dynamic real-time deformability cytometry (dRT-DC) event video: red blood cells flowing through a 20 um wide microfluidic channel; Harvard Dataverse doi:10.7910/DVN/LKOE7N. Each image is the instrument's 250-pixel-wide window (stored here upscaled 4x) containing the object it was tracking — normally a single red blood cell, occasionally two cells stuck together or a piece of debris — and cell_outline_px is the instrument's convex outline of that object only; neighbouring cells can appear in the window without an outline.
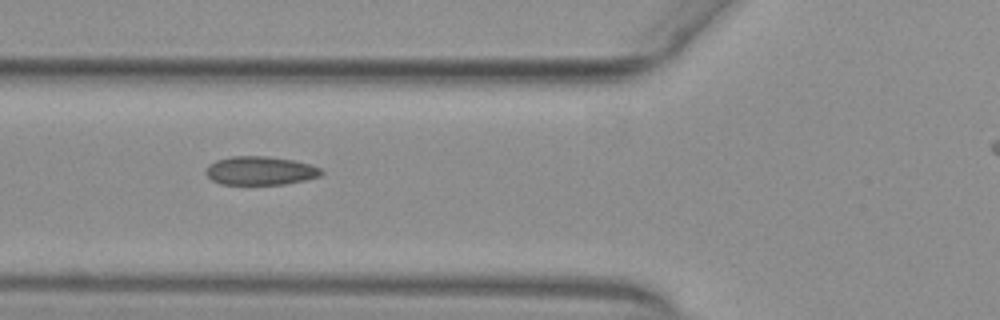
{"species": "common noctule bat (a hibernating species)", "species_latin": "Nyctalus noctula", "temperature_condition": "warm", "stored_images_in_passage": 13, "camera_frame_rate_fps": 3000, "um_per_image_px": 0.085, "animal": {"sex": "female", "body_mass_g": 29.2, "forearm_length_mm": 56.3}, "frame": {"image": 1, "passage_image": 4, "time_ms": 1.0, "image_size_px": [1000, 320], "cell_outline_px": [[324, 172], [320, 176], [304, 180], [284, 184], [220, 184], [212, 180], [204, 172], [208, 164], [216, 160], [232, 156], [268, 156], [292, 160], [308, 164], [320, 168]], "centroid_in_image_um": [22.09, 14.5], "position_along_channel_um": 103.7, "area_um2": 19.19}}
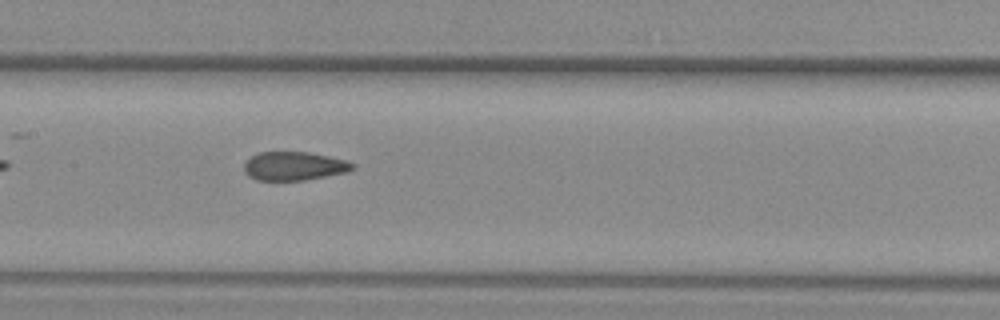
{"frame": {"image": 2, "passage_image": 10, "time_ms": 3.0, "image_size_px": [1000, 320], "cell_outline_px": [[356, 168], [348, 172], [304, 180], [256, 180], [248, 176], [244, 172], [244, 164], [252, 156], [260, 152], [308, 152], [328, 156], [344, 160], [356, 164]], "centroid_in_image_um": [25.01, 14.12], "position_along_channel_um": 182.4, "area_um2": 18.09}}